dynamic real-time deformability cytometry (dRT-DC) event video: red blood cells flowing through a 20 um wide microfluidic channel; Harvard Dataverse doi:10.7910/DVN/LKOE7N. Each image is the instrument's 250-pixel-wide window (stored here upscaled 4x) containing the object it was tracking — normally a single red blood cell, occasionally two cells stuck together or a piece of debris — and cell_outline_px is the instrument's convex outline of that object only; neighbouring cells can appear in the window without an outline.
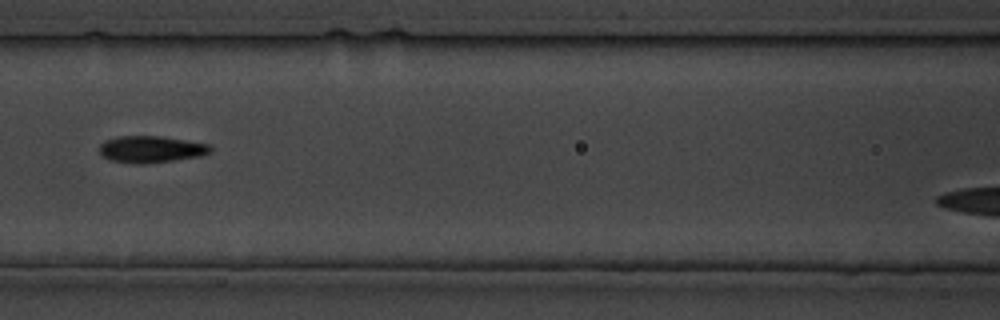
{"species": "common noctule bat (a hibernating species)", "species_latin": "Nyctalus noctula", "temperature_condition": "cold", "stored_images_in_passage": 19, "camera_frame_rate_fps": 3000, "um_per_image_px": 0.085, "animal": {"sex": "male", "body_mass_g": 19.5, "forearm_length_mm": 54.6}, "frame": {"image": 1, "passage_image": 9, "time_ms": 9.0, "image_size_px": [1000, 320], "cell_outline_px": [[212, 152], [200, 156], [144, 164], [136, 164], [108, 160], [100, 156], [100, 144], [104, 140], [120, 136], [160, 136], [208, 144], [212, 148]], "centroid_in_image_um": [12.79, 12.69], "position_along_channel_um": 153.8, "area_um2": 17.34}}
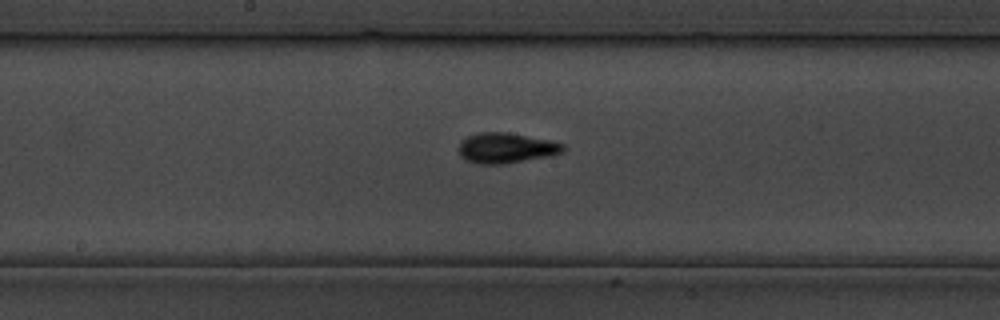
{"frame": {"image": 2, "passage_image": 11, "time_ms": 12.333, "image_size_px": [1000, 320], "cell_outline_px": [[568, 148], [564, 152], [552, 156], [504, 164], [480, 164], [464, 160], [460, 156], [460, 140], [476, 132], [504, 132], [552, 140], [564, 144]], "centroid_in_image_um": [43.06, 12.58], "position_along_channel_um": 205.1, "area_um2": 18.79}}
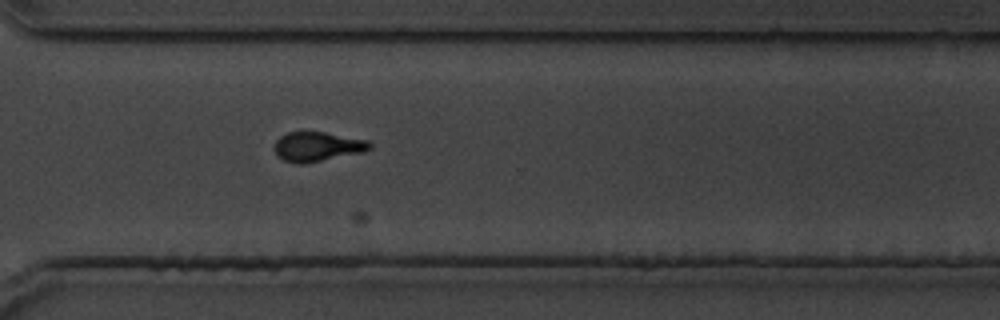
{"frame": {"image": 3, "passage_image": 19, "time_ms": 21.333, "image_size_px": [1000, 320], "cell_outline_px": [[372, 148], [364, 152], [304, 164], [296, 164], [284, 160], [276, 152], [276, 140], [280, 136], [288, 132], [324, 132], [368, 140], [372, 144]], "centroid_in_image_um": [27.03, 12.46], "position_along_channel_um": 343.6, "area_um2": 16.3}}